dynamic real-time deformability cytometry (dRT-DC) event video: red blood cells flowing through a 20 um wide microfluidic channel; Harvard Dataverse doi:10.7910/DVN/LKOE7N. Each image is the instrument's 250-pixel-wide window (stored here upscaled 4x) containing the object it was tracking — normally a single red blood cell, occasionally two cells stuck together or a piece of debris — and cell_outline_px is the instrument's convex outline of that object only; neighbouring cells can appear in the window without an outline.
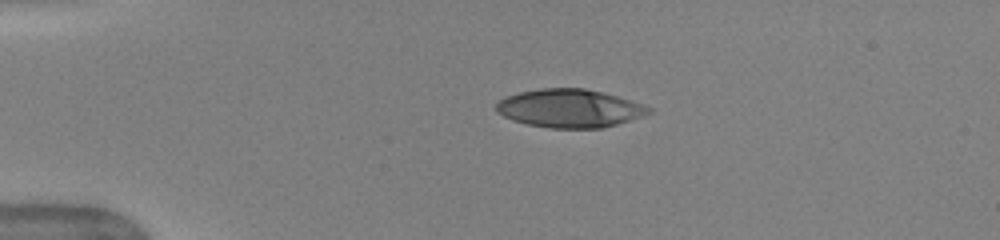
{"species": "human", "species_latin": "Homo sapiens", "temperature_condition": "warm", "stored_images_in_passage": 40, "camera_frame_rate_fps": 3000, "um_per_image_px": 0.085, "donor": {"sex": "female"}, "frame": {"image": 1, "passage_image": 1, "time_ms": 0.0, "image_size_px": [1000, 240], "cell_outline_px": [[652, 112], [604, 128], [548, 128], [528, 124], [512, 120], [496, 112], [496, 104], [504, 96], [520, 92], [540, 88], [584, 88], [604, 92], [644, 104], [652, 108]], "centroid_in_image_um": [48.4, 9.2], "position_along_channel_um": 36.6, "area_um2": 34.04}}
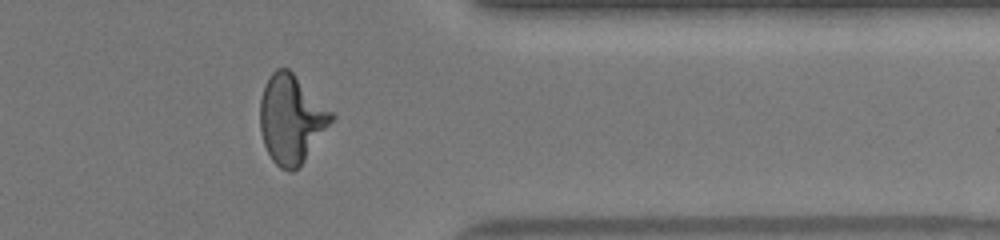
{"frame": {"image": 2, "passage_image": 31, "time_ms": 10.0, "image_size_px": [1000, 240], "cell_outline_px": [[336, 116], [304, 160], [292, 172], [288, 172], [280, 168], [272, 160], [264, 144], [260, 132], [260, 100], [264, 88], [272, 72], [276, 68], [288, 68]], "centroid_in_image_um": [24.74, 10.13], "position_along_channel_um": 386.7, "area_um2": 36.18}}
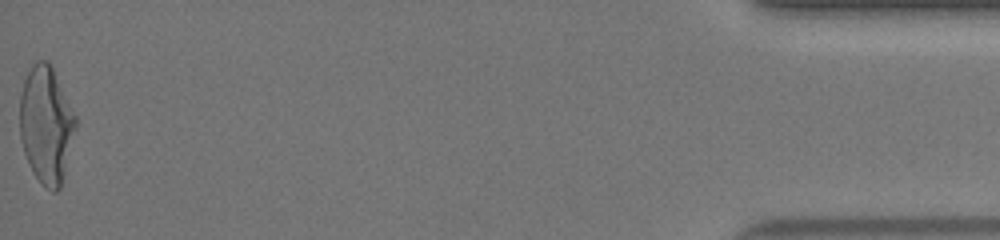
{"frame": {"image": 3, "passage_image": 40, "time_ms": 13.0, "image_size_px": [1000, 240], "cell_outline_px": [[76, 128], [60, 188], [56, 192], [52, 192], [44, 188], [40, 184], [32, 172], [24, 152], [20, 136], [20, 96], [24, 80], [32, 64], [36, 60], [48, 60], [76, 116]], "centroid_in_image_um": [3.91, 10.63], "position_along_channel_um": 431.3, "area_um2": 37.97}, "authors_computed_cell_mechanics": {"area_um2": 35.2291, "velocity_mm_per_s": 4.0645, "shape_relaxation_time_tau1_ms": 6.8465, "shape_relaxation_time_tau2_ms": 0.9959, "deformation_change_tau1": 0.2765, "deformation_change_tau2": 0.0927}}